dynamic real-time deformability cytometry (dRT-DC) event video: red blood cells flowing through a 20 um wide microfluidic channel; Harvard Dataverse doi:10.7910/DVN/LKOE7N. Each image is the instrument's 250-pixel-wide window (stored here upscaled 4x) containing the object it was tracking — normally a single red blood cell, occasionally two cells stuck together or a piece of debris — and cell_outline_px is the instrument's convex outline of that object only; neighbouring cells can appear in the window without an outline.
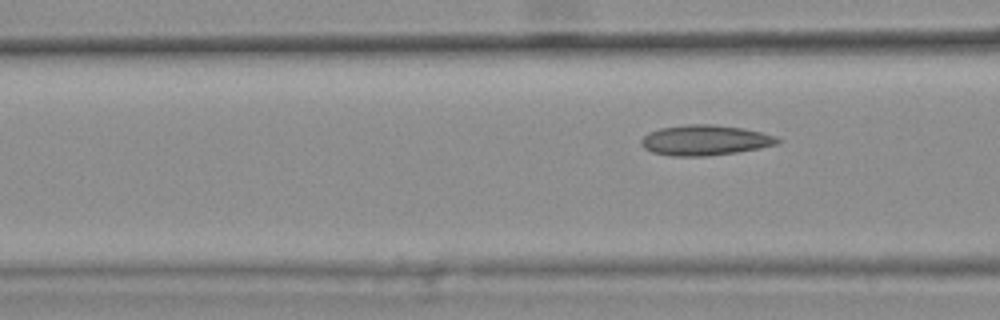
{"species": "common noctule bat (a hibernating species)", "species_latin": "Nyctalus noctula", "temperature_condition": "warm", "stored_images_in_passage": 8, "camera_frame_rate_fps": 3000, "um_per_image_px": 0.085, "animal": {"sex": "female", "body_mass_g": 25.1}, "frame": {"image": 1, "passage_image": 8, "time_ms": 2.333, "image_size_px": [1000, 320], "cell_outline_px": [[784, 140], [780, 144], [760, 148], [736, 152], [708, 156], [672, 156], [652, 152], [644, 148], [640, 144], [640, 140], [648, 132], [660, 128], [688, 124], [712, 124], [744, 128], [776, 136]], "centroid_in_image_um": [59.95, 11.92], "position_along_channel_um": 106.7, "area_um2": 24.33}}